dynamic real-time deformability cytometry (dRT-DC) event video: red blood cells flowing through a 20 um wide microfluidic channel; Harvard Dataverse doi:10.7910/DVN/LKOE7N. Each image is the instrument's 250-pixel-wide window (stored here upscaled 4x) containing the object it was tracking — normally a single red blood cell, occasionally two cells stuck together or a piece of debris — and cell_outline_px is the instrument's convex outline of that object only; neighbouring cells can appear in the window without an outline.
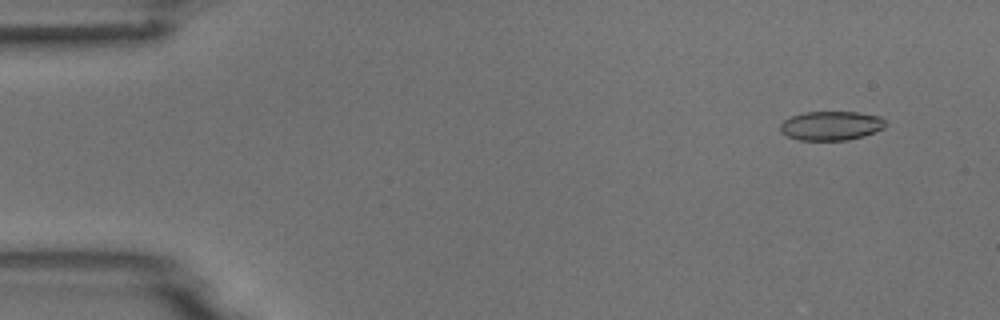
{"species": "common noctule bat (a hibernating species)", "species_latin": "Nyctalus noctula", "temperature_condition": "room temperature", "stored_images_in_passage": 4, "camera_frame_rate_fps": 3000, "um_per_image_px": 0.085, "animal": {"sex": "male", "body_mass_g": 18.8}, "frame": {"image": 1, "passage_image": 1, "time_ms": 0.0, "image_size_px": [1000, 320], "cell_outline_px": [[884, 128], [864, 136], [848, 140], [800, 140], [788, 136], [780, 132], [780, 124], [784, 120], [792, 116], [804, 112], [856, 112], [880, 116], [884, 120]], "centroid_in_image_um": [70.63, 10.68], "position_along_channel_um": 14.4, "area_um2": 17.8}}
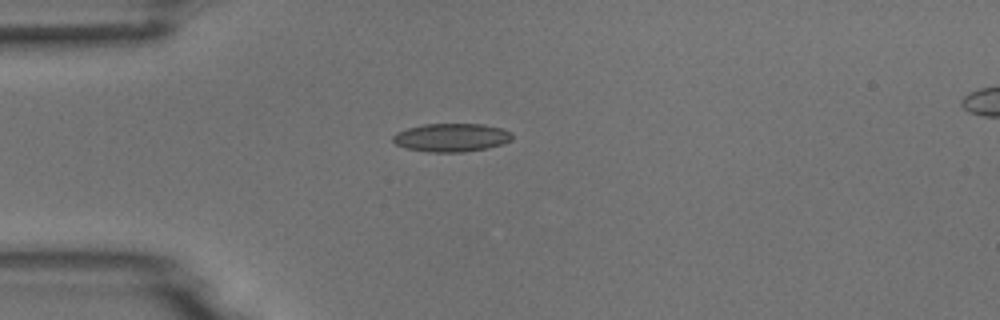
{"frame": {"image": 2, "passage_image": 4, "time_ms": 3.333, "image_size_px": [1000, 320], "cell_outline_px": [[512, 140], [488, 148], [464, 152], [428, 152], [404, 148], [396, 144], [392, 140], [392, 136], [396, 132], [408, 128], [424, 124], [484, 124], [504, 128], [512, 132]], "centroid_in_image_um": [38.37, 11.69], "position_along_channel_um": 46.6, "area_um2": 19.88}}